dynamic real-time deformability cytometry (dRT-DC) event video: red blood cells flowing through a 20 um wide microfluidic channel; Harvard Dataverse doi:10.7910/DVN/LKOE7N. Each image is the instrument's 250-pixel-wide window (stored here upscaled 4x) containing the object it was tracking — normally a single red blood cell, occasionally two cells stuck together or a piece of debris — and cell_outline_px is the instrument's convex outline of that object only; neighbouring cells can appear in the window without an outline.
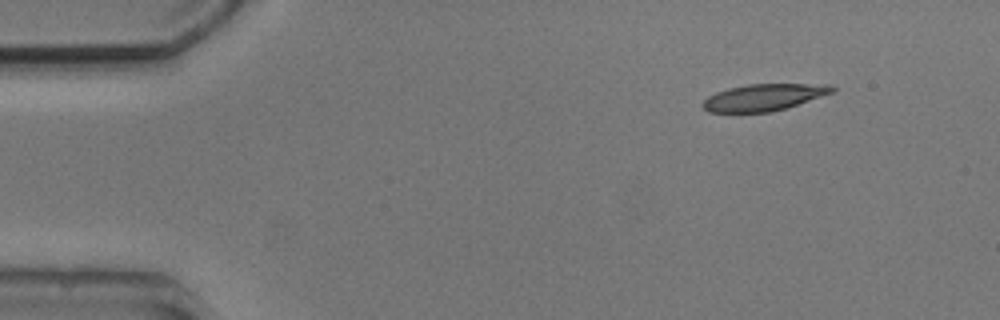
{"species": "common noctule bat (a hibernating species)", "species_latin": "Nyctalus noctula", "temperature_condition": "cold", "stored_images_in_passage": 5, "camera_frame_rate_fps": 3000, "um_per_image_px": 0.085, "animal": {"sex": "male", "body_mass_g": 20.5, "forearm_length_mm": 52.5}, "frame": {"image": 1, "passage_image": 1, "time_ms": 0.0, "image_size_px": [1000, 320], "cell_outline_px": [[836, 88], [832, 92], [772, 112], [708, 112], [700, 104], [708, 96], [716, 92], [728, 88], [748, 84], [832, 84]], "centroid_in_image_um": [64.87, 8.26], "position_along_channel_um": 20.1, "area_um2": 19.94}}
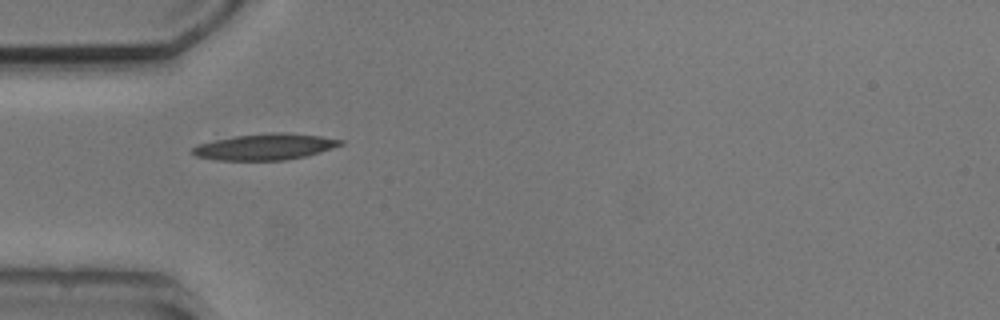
{"frame": {"image": 2, "passage_image": 4, "time_ms": 3.333, "image_size_px": [1000, 320], "cell_outline_px": [[344, 144], [320, 152], [304, 156], [284, 160], [216, 160], [196, 156], [188, 152], [196, 144], [232, 136], [268, 132], [284, 132], [320, 136], [344, 140]], "centroid_in_image_um": [22.48, 12.47], "position_along_channel_um": 62.5, "area_um2": 22.77}}